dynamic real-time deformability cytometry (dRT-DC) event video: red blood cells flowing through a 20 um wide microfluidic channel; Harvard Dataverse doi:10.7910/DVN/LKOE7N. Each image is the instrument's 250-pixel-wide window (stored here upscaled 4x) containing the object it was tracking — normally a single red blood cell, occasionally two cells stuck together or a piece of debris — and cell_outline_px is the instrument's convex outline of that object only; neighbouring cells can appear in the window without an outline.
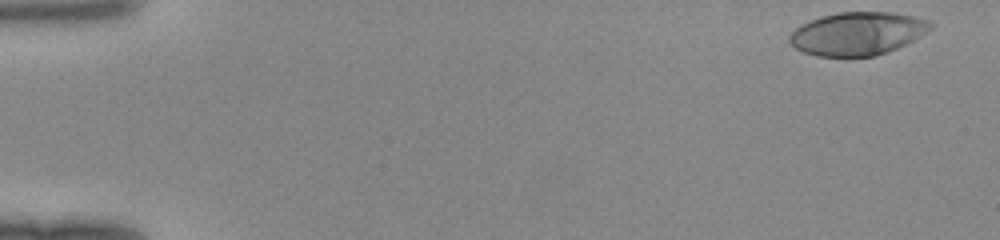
{"species": "human", "species_latin": "Homo sapiens", "temperature_condition": "room temperature", "stored_images_in_passage": 46, "camera_frame_rate_fps": 3000, "um_per_image_px": 0.085, "donor": {"sex": "female"}, "frame": {"image": 1, "passage_image": 1, "time_ms": 0.0, "image_size_px": [1000, 240], "cell_outline_px": [[936, 24], [932, 28], [912, 40], [888, 52], [876, 56], [816, 56], [804, 52], [796, 48], [788, 40], [788, 36], [800, 24], [820, 16], [840, 12], [892, 12], [932, 20]], "centroid_in_image_um": [72.89, 2.84], "position_along_channel_um": 12.1, "area_um2": 35.43}}
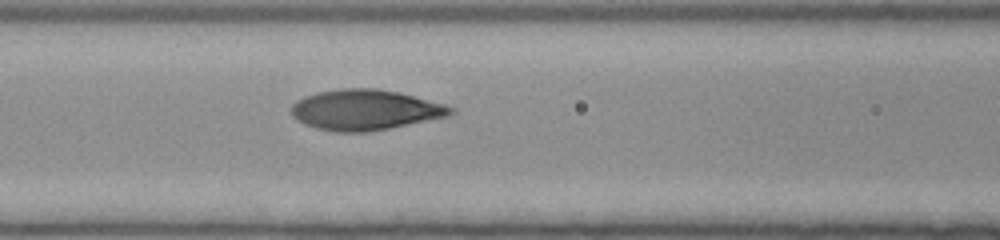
{"frame": {"image": 2, "passage_image": 20, "time_ms": 6.333, "image_size_px": [1000, 240], "cell_outline_px": [[456, 112], [448, 116], [368, 132], [332, 132], [316, 128], [304, 124], [296, 120], [292, 116], [292, 104], [296, 100], [304, 96], [316, 92], [340, 88], [376, 88], [400, 92], [444, 104], [456, 108]], "centroid_in_image_um": [31.02, 9.33], "position_along_channel_um": 135.6, "area_um2": 37.8}}
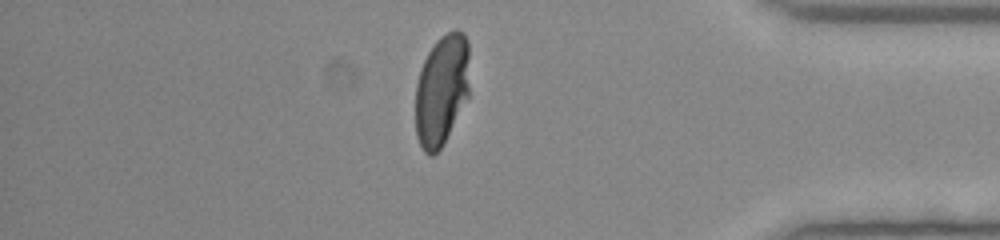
{"frame": {"image": 3, "passage_image": 40, "time_ms": 13.0, "image_size_px": [1000, 240], "cell_outline_px": [[468, 96], [440, 148], [432, 156], [428, 156], [424, 152], [416, 136], [416, 84], [420, 68], [428, 52], [436, 40], [440, 36], [456, 28], [464, 32], [468, 40]], "centroid_in_image_um": [37.52, 7.6], "position_along_channel_um": 397.7, "area_um2": 34.85}}